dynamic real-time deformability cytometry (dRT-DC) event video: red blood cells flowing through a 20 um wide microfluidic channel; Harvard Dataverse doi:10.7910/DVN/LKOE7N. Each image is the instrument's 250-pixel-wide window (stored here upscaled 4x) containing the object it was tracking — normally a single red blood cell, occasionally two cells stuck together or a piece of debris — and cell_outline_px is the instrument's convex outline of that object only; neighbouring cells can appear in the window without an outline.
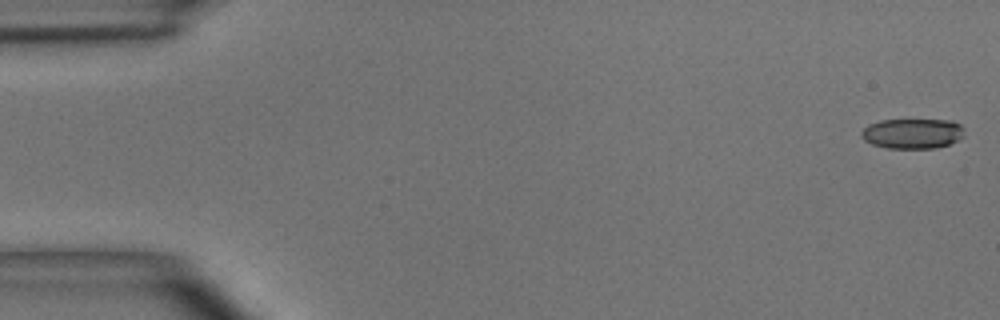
{"species": "common noctule bat (a hibernating species)", "species_latin": "Nyctalus noctula", "temperature_condition": "room temperature", "stored_images_in_passage": 50, "camera_frame_rate_fps": 3000, "um_per_image_px": 0.085, "animal": {"sex": "male", "body_mass_g": 15.6}, "frame": {"image": 1, "passage_image": 1, "time_ms": 0.0, "image_size_px": [1000, 320], "cell_outline_px": [[964, 136], [948, 144], [936, 148], [888, 148], [872, 144], [864, 140], [860, 136], [860, 132], [868, 124], [880, 120], [952, 120], [960, 124], [964, 128]], "centroid_in_image_um": [77.55, 11.34], "position_along_channel_um": 7.5, "area_um2": 18.15}}
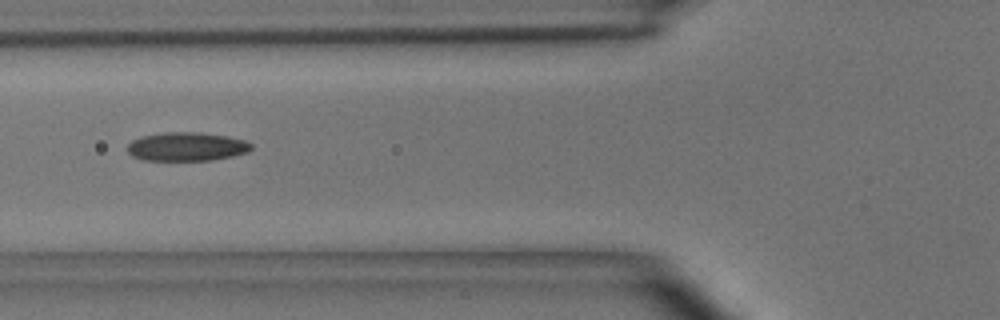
{"frame": {"image": 2, "passage_image": 19, "time_ms": 6.0, "image_size_px": [1000, 320], "cell_outline_px": [[252, 148], [248, 152], [232, 156], [212, 160], [144, 160], [132, 156], [128, 152], [128, 144], [132, 140], [140, 136], [164, 132], [200, 132], [224, 136], [244, 140], [252, 144]], "centroid_in_image_um": [15.85, 12.46], "position_along_channel_um": 110.0, "area_um2": 20.69}}
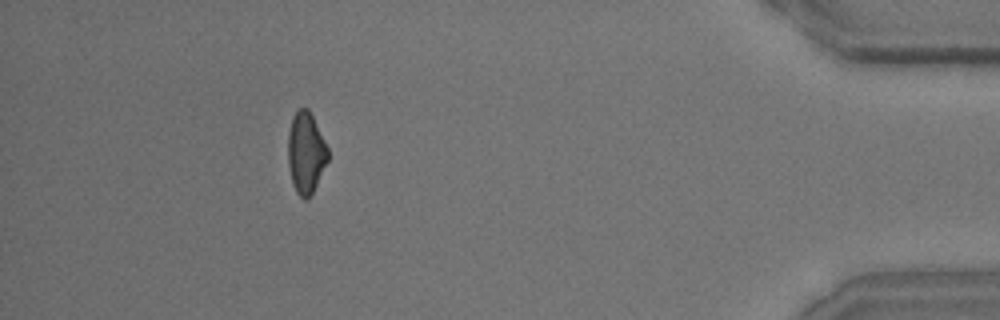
{"frame": {"image": 3, "passage_image": 46, "time_ms": 15.0, "image_size_px": [1000, 320], "cell_outline_px": [[328, 160], [312, 192], [304, 200], [296, 192], [292, 180], [288, 164], [288, 132], [292, 116], [300, 108], [308, 108], [328, 148]], "centroid_in_image_um": [25.98, 12.96], "position_along_channel_um": 409.2, "area_um2": 18.55}, "authors_computed_cell_mechanics": {"area_um2": 19.8543, "velocity_mm_per_s": 3.9372, "shape_relaxation_time_tau1_ms": 4.7426, "shape_relaxation_time_tau2_ms": 5.1258, "deformation_change_tau1": 0.1254, "deformation_change_tau2": 0.1307}}